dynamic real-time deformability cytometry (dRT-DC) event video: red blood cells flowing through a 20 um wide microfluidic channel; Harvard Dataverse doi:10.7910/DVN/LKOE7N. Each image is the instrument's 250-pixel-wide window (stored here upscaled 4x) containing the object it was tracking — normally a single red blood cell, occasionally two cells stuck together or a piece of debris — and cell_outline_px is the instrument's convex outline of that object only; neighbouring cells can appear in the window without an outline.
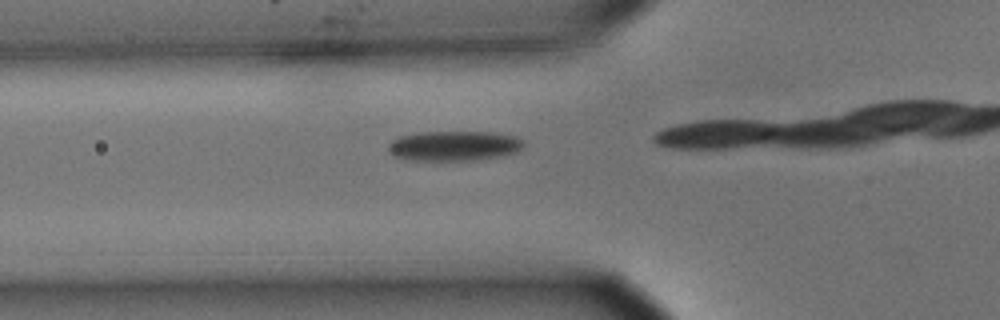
{"species": "common noctule bat (a hibernating species)", "species_latin": "Nyctalus noctula", "temperature_condition": "cold", "stored_images_in_passage": 32, "camera_frame_rate_fps": 3000, "um_per_image_px": 0.085, "animal": {"sex": "male", "body_mass_g": 15.6}, "frame": {"image": 1, "passage_image": 14, "time_ms": 4.333, "image_size_px": [1000, 320], "cell_outline_px": [[524, 144], [516, 152], [500, 156], [476, 160], [408, 160], [392, 156], [388, 148], [388, 144], [392, 140], [400, 136], [420, 132], [492, 132], [516, 136], [524, 140]], "centroid_in_image_um": [38.58, 12.39], "position_along_channel_um": 87.2, "area_um2": 23.7}}